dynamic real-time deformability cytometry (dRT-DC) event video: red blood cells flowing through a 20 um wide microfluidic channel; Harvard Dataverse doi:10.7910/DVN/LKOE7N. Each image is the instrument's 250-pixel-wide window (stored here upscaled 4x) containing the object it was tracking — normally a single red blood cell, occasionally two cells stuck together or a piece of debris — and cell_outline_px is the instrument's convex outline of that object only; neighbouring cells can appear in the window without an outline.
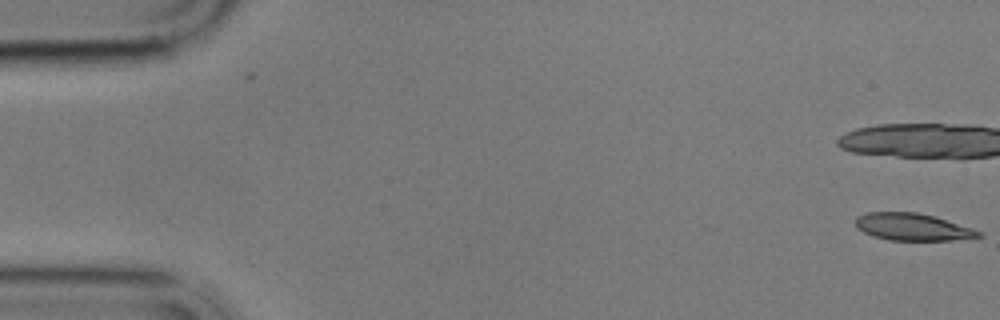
{"species": "common noctule bat (a hibernating species)", "species_latin": "Nyctalus noctula", "temperature_condition": "cold", "stored_images_in_passage": 2, "camera_frame_rate_fps": 3000, "um_per_image_px": 0.085, "animal": {"sex": "male", "body_mass_g": 17.9}, "frame": {"image": 1, "passage_image": 2, "time_ms": 0.333, "image_size_px": [1000, 320], "cell_outline_px": [[984, 236], [952, 240], [888, 240], [872, 236], [856, 228], [856, 216], [868, 212], [916, 212], [932, 216], [972, 228], [980, 232]], "centroid_in_image_um": [77.52, 19.29], "position_along_channel_um": 7.5, "area_um2": 19.31}}